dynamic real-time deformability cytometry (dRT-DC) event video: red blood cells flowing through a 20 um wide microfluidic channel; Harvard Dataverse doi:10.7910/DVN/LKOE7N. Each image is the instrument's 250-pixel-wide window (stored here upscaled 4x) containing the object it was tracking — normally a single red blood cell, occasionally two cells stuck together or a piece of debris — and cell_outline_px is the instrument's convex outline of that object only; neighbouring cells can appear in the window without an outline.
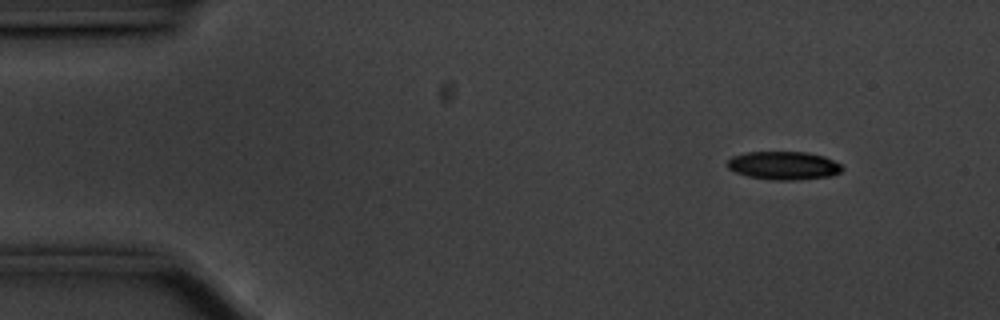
{"species": "common noctule bat (a hibernating species)", "species_latin": "Nyctalus noctula", "temperature_condition": "cold", "stored_images_in_passage": 51, "camera_frame_rate_fps": 3000, "um_per_image_px": 0.085, "animal": {"sex": "male", "body_mass_g": 20.1, "forearm_length_mm": 53.5}, "frame": {"image": 1, "passage_image": 1, "time_ms": 0.0, "image_size_px": [1000, 320], "cell_outline_px": [[844, 168], [840, 172], [828, 176], [800, 180], [772, 180], [748, 176], [736, 172], [728, 168], [724, 164], [732, 156], [748, 152], [808, 152], [824, 156], [840, 164]], "centroid_in_image_um": [66.59, 14.07], "position_along_channel_um": 18.4, "area_um2": 18.96}}
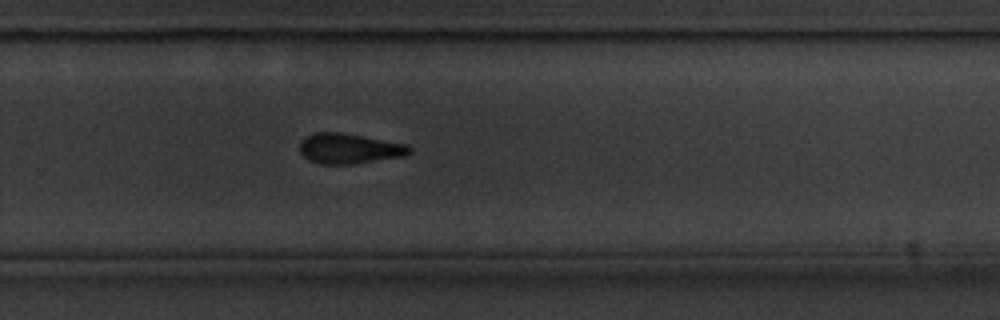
{"frame": {"image": 2, "passage_image": 32, "time_ms": 10.333, "image_size_px": [1000, 320], "cell_outline_px": [[412, 152], [404, 156], [352, 164], [320, 164], [304, 156], [300, 152], [300, 140], [304, 136], [316, 132], [340, 132], [408, 144], [412, 148]], "centroid_in_image_um": [29.69, 12.62], "position_along_channel_um": 300.1, "area_um2": 19.36}}
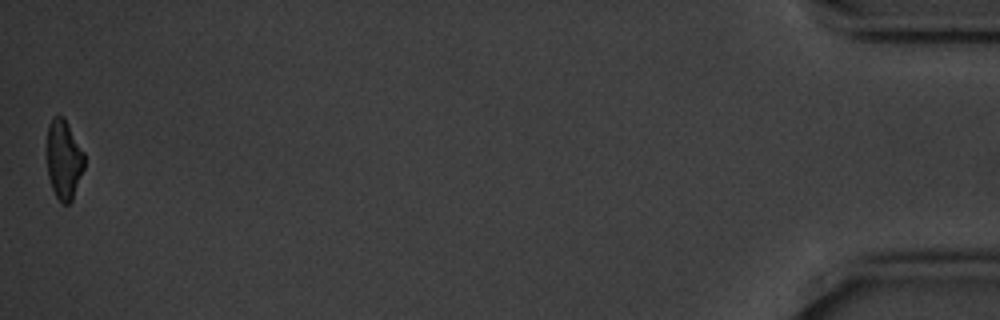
{"frame": {"image": 3, "passage_image": 51, "time_ms": 16.667, "image_size_px": [1000, 320], "cell_outline_px": [[84, 168], [72, 200], [68, 204], [64, 204], [56, 196], [52, 188], [48, 176], [48, 124], [52, 116], [64, 116], [84, 152]], "centroid_in_image_um": [5.44, 13.53], "position_along_channel_um": 429.8, "area_um2": 17.17}, "authors_computed_cell_mechanics": {"area_um2": 19.8832, "velocity_mm_per_s": 3.5489, "shape_relaxation_time_tau1_ms": 2.9717, "shape_relaxation_time_tau2_ms": null, "deformation_change_tau1": 0.1308, "deformation_change_tau2": null}}